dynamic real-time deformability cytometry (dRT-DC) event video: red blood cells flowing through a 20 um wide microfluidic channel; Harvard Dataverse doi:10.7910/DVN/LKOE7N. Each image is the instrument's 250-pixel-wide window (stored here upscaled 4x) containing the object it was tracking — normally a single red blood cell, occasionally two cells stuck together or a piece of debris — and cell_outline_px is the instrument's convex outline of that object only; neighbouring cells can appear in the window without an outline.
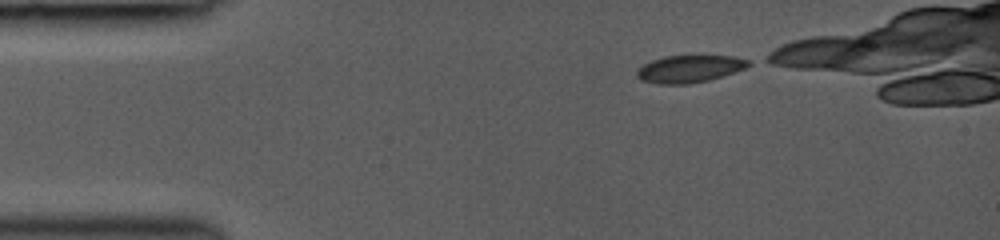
{"species": "common noctule bat (a hibernating species)", "species_latin": "Nyctalus noctula", "temperature_condition": "room temperature", "stored_images_in_passage": 17, "camera_frame_rate_fps": 3000, "um_per_image_px": 0.085, "animal": {"sex": "female", "body_mass_g": 19.0, "forearm_length_mm": 53.3}, "frame": {"image": 1, "passage_image": 1, "time_ms": 0.0, "image_size_px": [1000, 240], "cell_outline_px": [[752, 64], [744, 68], [708, 80], [688, 84], [656, 84], [640, 80], [636, 76], [636, 72], [644, 64], [652, 60], [664, 56], [688, 52], [700, 52], [732, 56], [752, 60]], "centroid_in_image_um": [58.62, 5.78], "position_along_channel_um": 26.4, "area_um2": 18.79}}
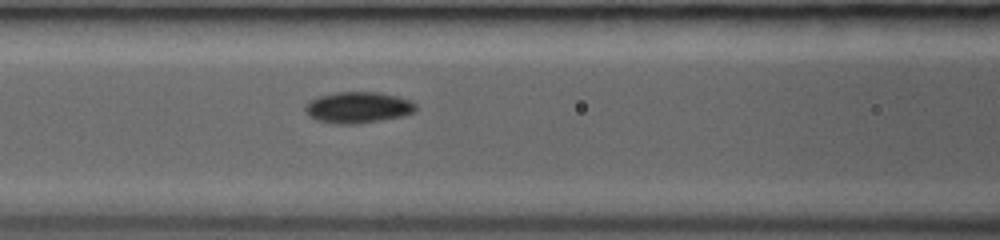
{"frame": {"image": 2, "passage_image": 13, "time_ms": 4.0, "image_size_px": [1000, 240], "cell_outline_px": [[416, 108], [412, 112], [404, 116], [356, 124], [336, 124], [316, 120], [308, 116], [304, 112], [304, 108], [316, 96], [336, 92], [376, 92], [396, 96], [412, 100], [416, 104]], "centroid_in_image_um": [30.41, 9.13], "position_along_channel_um": 136.2, "area_um2": 20.17}}
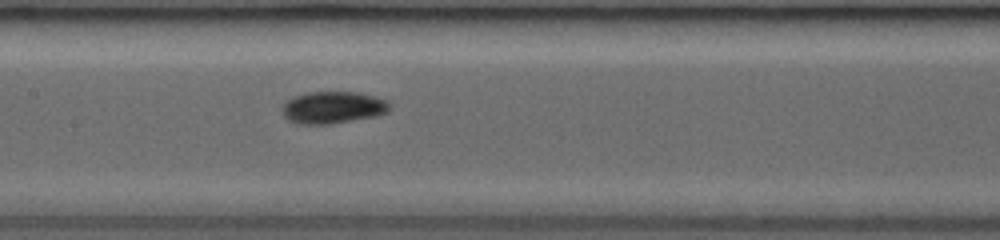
{"frame": {"image": 3, "passage_image": 16, "time_ms": 5.0, "image_size_px": [1000, 240], "cell_outline_px": [[392, 104], [388, 112], [376, 116], [328, 124], [296, 124], [288, 120], [280, 112], [280, 104], [292, 96], [308, 92], [356, 92], [388, 100]], "centroid_in_image_um": [28.23, 9.13], "position_along_channel_um": 179.2, "area_um2": 20.46}}